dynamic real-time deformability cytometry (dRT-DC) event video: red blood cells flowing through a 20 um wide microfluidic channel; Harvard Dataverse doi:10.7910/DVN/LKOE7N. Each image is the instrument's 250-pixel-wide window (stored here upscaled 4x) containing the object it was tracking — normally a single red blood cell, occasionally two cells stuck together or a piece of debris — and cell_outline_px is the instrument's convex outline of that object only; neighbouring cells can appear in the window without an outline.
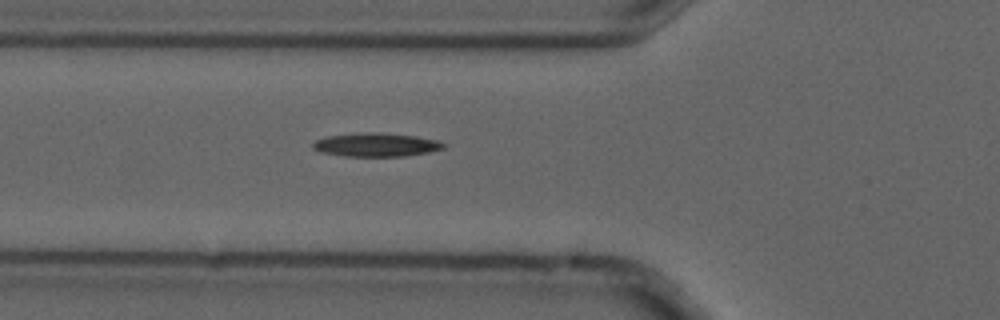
{"species": "common noctule bat (a hibernating species)", "species_latin": "Nyctalus noctula", "temperature_condition": "cold", "stored_images_in_passage": 2, "camera_frame_rate_fps": 3000, "um_per_image_px": 0.085, "animal": {"sex": "male", "forearm_length_mm": 52.5}, "frame": {"image": 1, "passage_image": 2, "time_ms": 0.333, "image_size_px": [1000, 320], "cell_outline_px": [[444, 148], [428, 152], [404, 156], [344, 156], [320, 152], [312, 148], [312, 144], [316, 140], [328, 136], [360, 132], [380, 132], [416, 136], [436, 140], [444, 144]], "centroid_in_image_um": [31.93, 12.3], "position_along_channel_um": 93.9, "area_um2": 17.92}}